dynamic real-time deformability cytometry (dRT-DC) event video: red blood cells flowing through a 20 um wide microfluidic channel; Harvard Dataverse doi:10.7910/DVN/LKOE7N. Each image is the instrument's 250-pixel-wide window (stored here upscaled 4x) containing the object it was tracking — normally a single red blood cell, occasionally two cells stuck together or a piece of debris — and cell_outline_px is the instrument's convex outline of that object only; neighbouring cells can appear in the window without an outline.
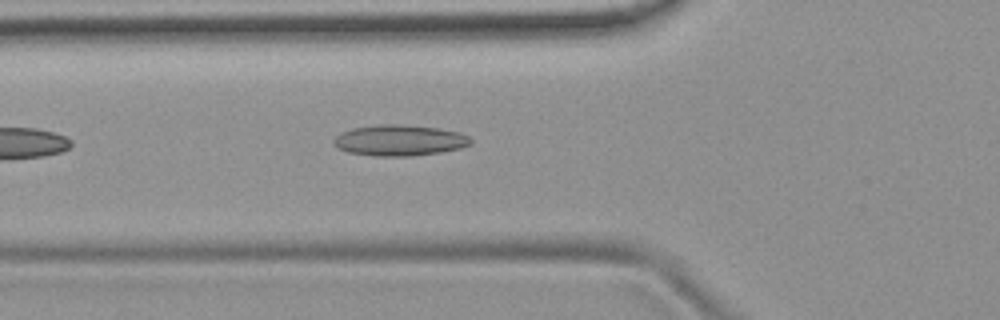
{"species": "common noctule bat (a hibernating species)", "species_latin": "Nyctalus noctula", "temperature_condition": "room temperature", "stored_images_in_passage": 5, "camera_frame_rate_fps": 3000, "um_per_image_px": 0.085, "animal": {"sex": "female", "body_mass_g": 19.9}, "frame": {"image": 1, "passage_image": 5, "time_ms": 1.333, "image_size_px": [1000, 320], "cell_outline_px": [[472, 144], [460, 148], [440, 152], [412, 156], [372, 156], [348, 152], [336, 148], [332, 140], [340, 132], [352, 128], [380, 124], [396, 124], [440, 128], [460, 132], [468, 136], [472, 140]], "centroid_in_image_um": [33.94, 11.93], "position_along_channel_um": 91.9, "area_um2": 24.91}}